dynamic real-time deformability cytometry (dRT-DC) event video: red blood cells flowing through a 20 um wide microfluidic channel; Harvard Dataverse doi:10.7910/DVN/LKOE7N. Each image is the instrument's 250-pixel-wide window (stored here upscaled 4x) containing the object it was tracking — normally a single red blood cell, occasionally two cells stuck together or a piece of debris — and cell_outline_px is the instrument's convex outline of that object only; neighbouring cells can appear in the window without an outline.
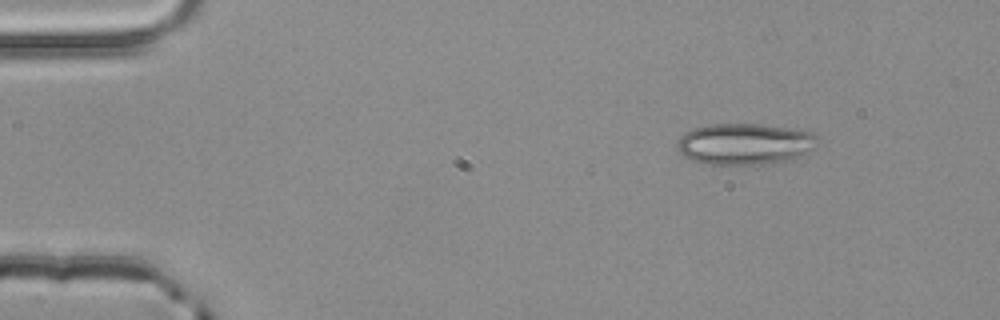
{"species": "common noctule bat (a hibernating species)", "species_latin": "Nyctalus noctula", "temperature_condition": "room temperature", "stored_images_in_passage": 2, "camera_frame_rate_fps": 3000, "um_per_image_px": 0.085, "animal": {"sex": "male", "body_mass_g": 20.4}, "frame": {"image": 1, "passage_image": 1, "time_ms": 0.0, "image_size_px": [1000, 320], "cell_outline_px": [[816, 148], [788, 160], [768, 164], [704, 164], [692, 160], [684, 156], [680, 152], [676, 140], [684, 132], [692, 128], [708, 124], [760, 124], [800, 128], [812, 132], [816, 136]], "centroid_in_image_um": [63.3, 12.22], "position_along_channel_um": 21.7, "area_um2": 34.16}}